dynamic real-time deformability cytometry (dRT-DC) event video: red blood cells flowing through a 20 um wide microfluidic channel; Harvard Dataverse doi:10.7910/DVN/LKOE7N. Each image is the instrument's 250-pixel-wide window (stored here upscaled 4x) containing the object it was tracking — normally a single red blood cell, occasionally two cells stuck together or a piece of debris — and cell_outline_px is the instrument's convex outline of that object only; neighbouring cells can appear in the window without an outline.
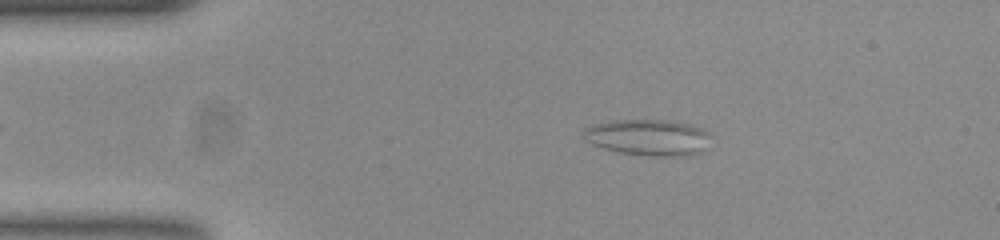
{"species": "common noctule bat (a hibernating species)", "species_latin": "Nyctalus noctula", "temperature_condition": "room temperature", "stored_images_in_passage": 46, "camera_frame_rate_fps": 3000, "um_per_image_px": 0.085, "animal": {"sex": "female", "body_mass_g": 23.0, "forearm_length_mm": 53.4}, "frame": {"image": 1, "passage_image": 9, "time_ms": 2.667, "image_size_px": [1000, 240], "cell_outline_px": [[712, 136], [708, 148], [700, 152], [688, 156], [652, 156], [620, 152], [604, 148], [592, 144], [584, 140], [580, 132], [584, 128], [592, 124], [612, 120], [668, 120], [688, 124], [700, 128], [708, 132]], "centroid_in_image_um": [55.1, 11.68], "position_along_channel_um": 29.9, "area_um2": 27.28}}
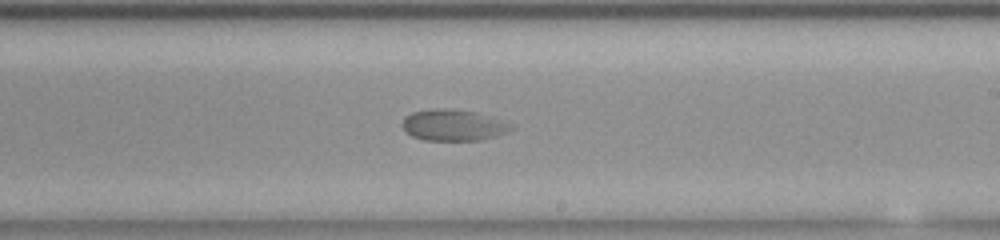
{"frame": {"image": 2, "passage_image": 31, "time_ms": 10.0, "image_size_px": [1000, 240], "cell_outline_px": [[512, 128], [496, 136], [480, 140], [424, 140], [412, 136], [404, 132], [400, 124], [404, 116], [412, 112], [432, 108], [444, 108], [476, 112], [512, 124]], "centroid_in_image_um": [38.43, 10.63], "position_along_channel_um": 250.6, "area_um2": 19.83}}
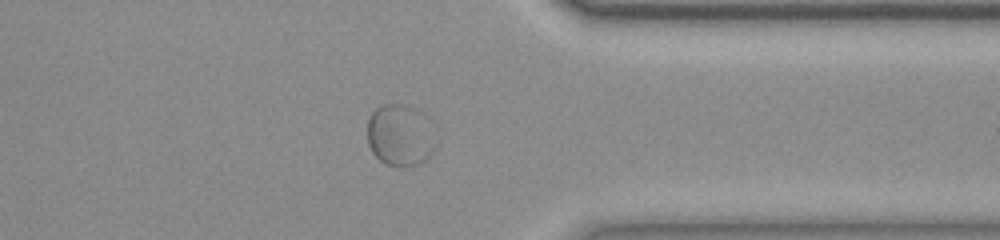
{"frame": {"image": 3, "passage_image": 42, "time_ms": 13.667, "image_size_px": [1000, 240], "cell_outline_px": [[440, 140], [436, 148], [424, 160], [416, 164], [384, 164], [372, 152], [368, 144], [368, 120], [372, 112], [376, 108], [384, 104], [404, 104], [416, 108], [428, 116], [436, 124]], "centroid_in_image_um": [34.13, 11.43], "position_along_channel_um": 377.3, "area_um2": 25.43}}